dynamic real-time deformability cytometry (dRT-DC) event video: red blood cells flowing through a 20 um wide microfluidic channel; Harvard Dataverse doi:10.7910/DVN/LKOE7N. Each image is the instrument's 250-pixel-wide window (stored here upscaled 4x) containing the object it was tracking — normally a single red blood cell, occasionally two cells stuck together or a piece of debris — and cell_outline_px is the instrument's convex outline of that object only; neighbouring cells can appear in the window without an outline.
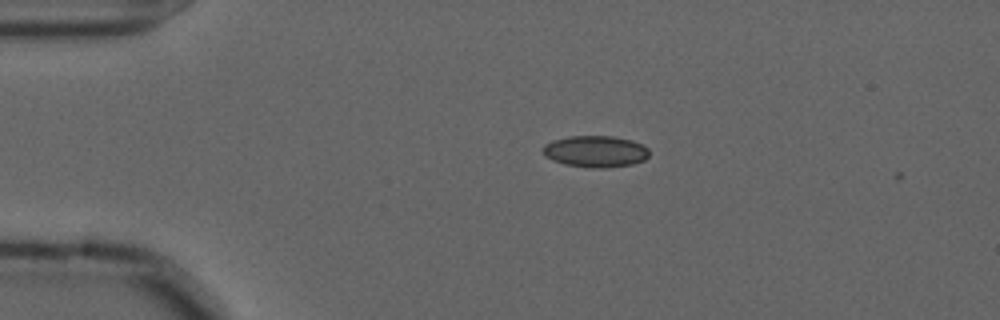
{"species": "common noctule bat (a hibernating species)", "species_latin": "Nyctalus noctula", "temperature_condition": "cold", "stored_images_in_passage": 5, "camera_frame_rate_fps": 3000, "um_per_image_px": 0.085, "animal": {"sex": "male", "forearm_length_mm": 52.5}, "frame": {"image": 1, "passage_image": 3, "time_ms": 0.667, "image_size_px": [1000, 320], "cell_outline_px": [[648, 156], [644, 160], [632, 164], [608, 168], [592, 168], [564, 164], [552, 160], [544, 156], [544, 144], [552, 140], [568, 136], [612, 136], [632, 140], [644, 144], [648, 148]], "centroid_in_image_um": [50.62, 12.87], "position_along_channel_um": 34.4, "area_um2": 19.71}}